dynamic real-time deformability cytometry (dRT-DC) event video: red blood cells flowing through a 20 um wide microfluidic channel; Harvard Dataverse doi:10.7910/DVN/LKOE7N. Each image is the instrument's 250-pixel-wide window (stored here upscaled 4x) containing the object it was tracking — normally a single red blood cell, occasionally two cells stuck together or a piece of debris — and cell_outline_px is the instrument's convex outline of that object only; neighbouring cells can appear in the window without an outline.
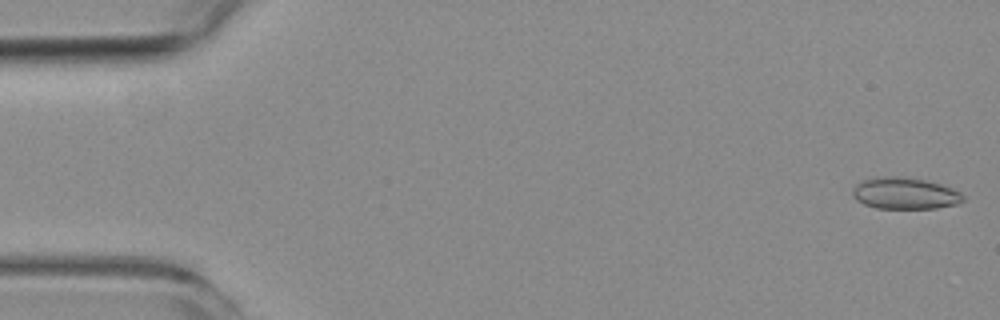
{"species": "common noctule bat (a hibernating species)", "species_latin": "Nyctalus noctula", "temperature_condition": "room temperature", "stored_images_in_passage": 5, "camera_frame_rate_fps": 3000, "um_per_image_px": 0.085, "animal": {"sex": "female", "body_mass_g": 19.3, "forearm_length_mm": 54.1}, "frame": {"image": 1, "passage_image": 1, "time_ms": 0.0, "image_size_px": [1000, 320], "cell_outline_px": [[964, 200], [956, 204], [936, 208], [876, 208], [864, 204], [856, 200], [852, 196], [852, 188], [856, 184], [872, 176], [900, 176], [924, 180], [940, 184], [952, 188], [960, 192], [964, 196]], "centroid_in_image_um": [76.87, 16.42], "position_along_channel_um": 8.1, "area_um2": 20.46}}
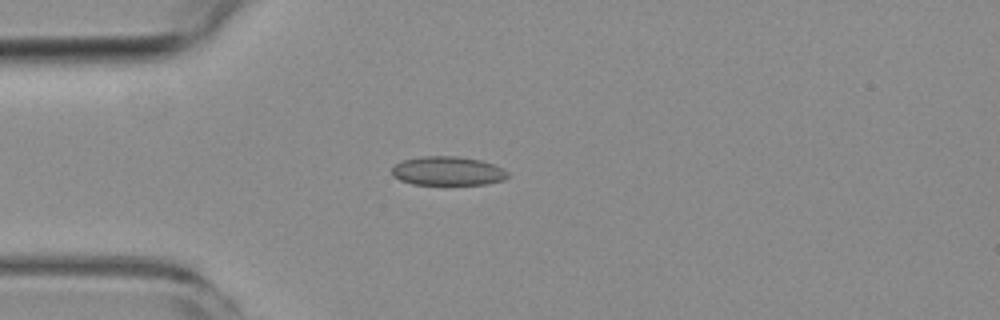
{"frame": {"image": 2, "passage_image": 5, "time_ms": 4.333, "image_size_px": [1000, 320], "cell_outline_px": [[508, 176], [504, 180], [488, 184], [412, 184], [400, 180], [392, 176], [392, 168], [396, 164], [404, 160], [420, 156], [456, 156], [480, 160], [504, 168], [508, 172]], "centroid_in_image_um": [38.07, 14.53], "position_along_channel_um": 46.9, "area_um2": 19.54}}